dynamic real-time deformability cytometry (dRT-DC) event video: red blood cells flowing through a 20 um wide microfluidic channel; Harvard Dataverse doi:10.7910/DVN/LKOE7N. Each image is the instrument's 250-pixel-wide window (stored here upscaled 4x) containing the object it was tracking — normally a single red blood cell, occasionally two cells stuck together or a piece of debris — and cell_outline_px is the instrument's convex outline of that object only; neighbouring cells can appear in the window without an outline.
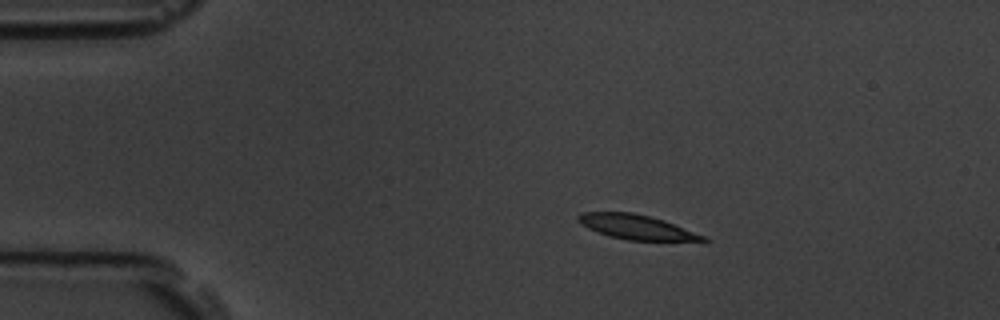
{"species": "common noctule bat (a hibernating species)", "species_latin": "Nyctalus noctula", "temperature_condition": "room temperature", "stored_images_in_passage": 5, "camera_frame_rate_fps": 3000, "um_per_image_px": 0.085, "animal": {"sex": "male", "body_mass_g": 19.5, "forearm_length_mm": 54.6}, "frame": {"image": 1, "passage_image": 2, "time_ms": 1.333, "image_size_px": [1000, 320], "cell_outline_px": [[712, 240], [704, 244], [628, 240], [608, 236], [588, 228], [580, 224], [576, 220], [576, 216], [580, 212], [632, 212], [664, 220], [708, 236]], "centroid_in_image_um": [54.32, 19.36], "position_along_channel_um": 30.7, "area_um2": 19.13}}
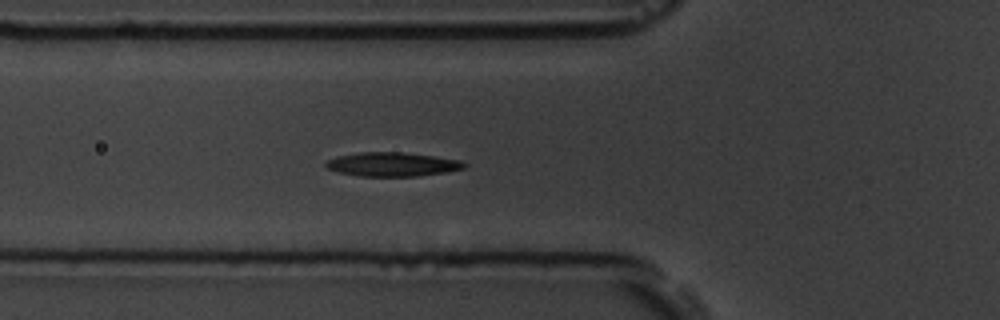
{"frame": {"image": 2, "passage_image": 5, "time_ms": 4.667, "image_size_px": [1000, 320], "cell_outline_px": [[468, 164], [464, 168], [444, 172], [420, 176], [360, 176], [340, 172], [328, 168], [324, 164], [328, 160], [336, 156], [360, 152], [400, 152], [432, 156], [460, 160]], "centroid_in_image_um": [33.34, 13.96], "position_along_channel_um": 92.5, "area_um2": 19.13}}